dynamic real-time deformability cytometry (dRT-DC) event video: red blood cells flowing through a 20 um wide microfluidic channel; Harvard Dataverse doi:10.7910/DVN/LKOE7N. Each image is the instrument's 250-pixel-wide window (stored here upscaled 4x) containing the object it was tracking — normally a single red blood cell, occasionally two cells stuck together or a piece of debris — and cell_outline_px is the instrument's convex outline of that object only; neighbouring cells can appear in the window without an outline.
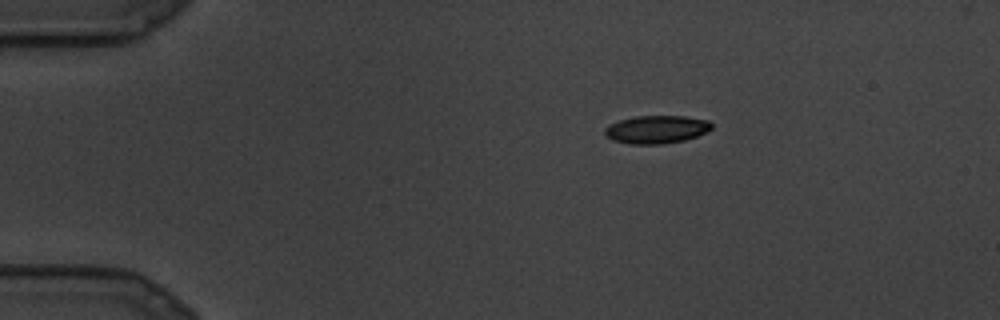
{"species": "common noctule bat (a hibernating species)", "species_latin": "Nyctalus noctula", "temperature_condition": "cold", "stored_images_in_passage": 19, "camera_frame_rate_fps": 3000, "um_per_image_px": 0.085, "animal": {"sex": "male", "body_mass_g": 19.5, "forearm_length_mm": 54.6}, "frame": {"image": 1, "passage_image": 4, "time_ms": 1.0, "image_size_px": [1000, 320], "cell_outline_px": [[712, 128], [708, 132], [684, 140], [660, 144], [628, 144], [612, 140], [604, 132], [604, 128], [608, 124], [620, 120], [636, 116], [684, 116], [708, 120], [712, 124]], "centroid_in_image_um": [55.79, 11.0], "position_along_channel_um": 29.2, "area_um2": 17.46}}
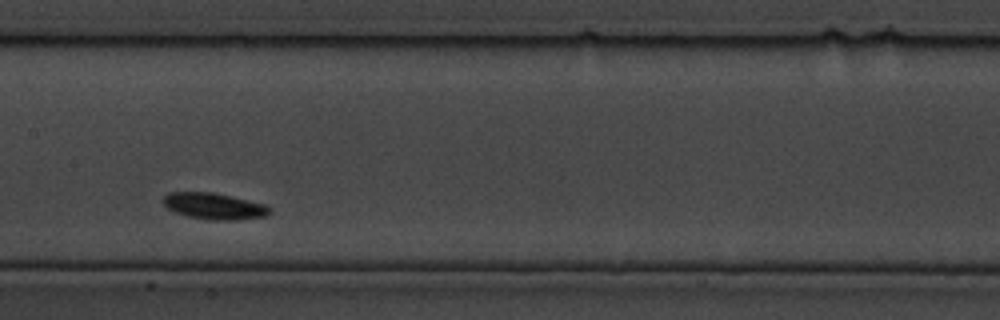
{"frame": {"image": 2, "passage_image": 14, "time_ms": 4.333, "image_size_px": [1000, 320], "cell_outline_px": [[272, 212], [264, 216], [240, 220], [212, 220], [188, 216], [176, 212], [168, 208], [160, 200], [168, 192], [212, 192], [264, 204], [272, 208]], "centroid_in_image_um": [18.19, 17.52], "position_along_channel_um": 189.2, "area_um2": 16.3}}
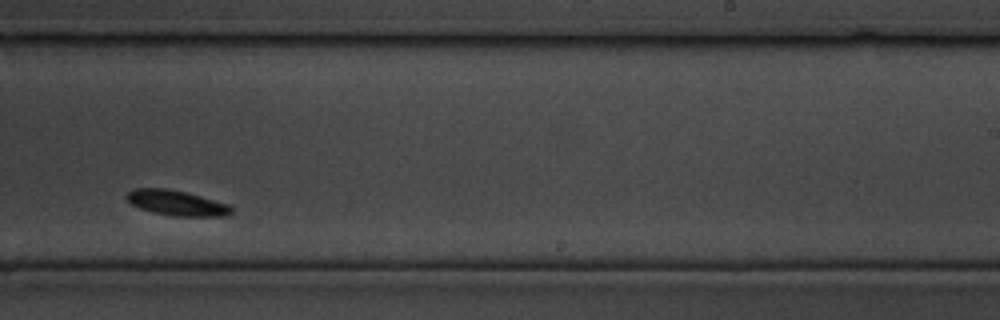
{"frame": {"image": 3, "passage_image": 18, "time_ms": 5.667, "image_size_px": [1000, 320], "cell_outline_px": [[232, 212], [224, 216], [176, 216], [152, 212], [140, 208], [132, 204], [124, 196], [132, 188], [168, 188], [188, 192], [228, 204], [232, 208]], "centroid_in_image_um": [14.99, 17.23], "position_along_channel_um": 274.0, "area_um2": 15.43}}